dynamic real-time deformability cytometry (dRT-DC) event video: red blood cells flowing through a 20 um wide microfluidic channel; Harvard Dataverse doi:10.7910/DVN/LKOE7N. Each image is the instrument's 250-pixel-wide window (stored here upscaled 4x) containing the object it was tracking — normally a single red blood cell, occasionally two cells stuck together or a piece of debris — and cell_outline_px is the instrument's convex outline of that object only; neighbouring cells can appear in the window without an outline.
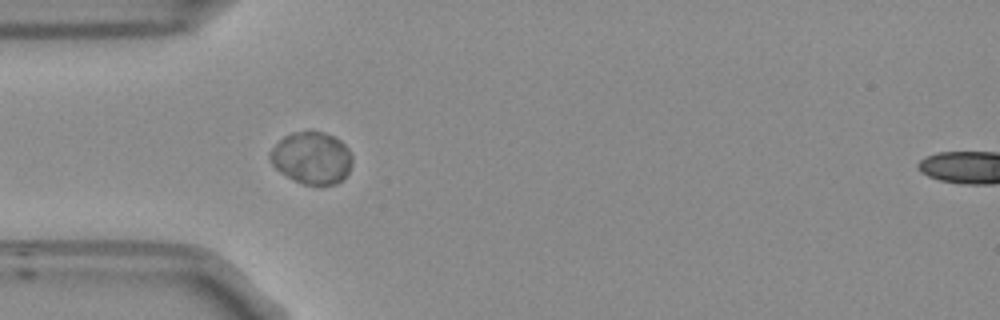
{"species": "Egyptian fruit bat (a non-hibernating species)", "species_latin": "Rousettus aegyptiacus", "temperature_condition": "room temperature", "stored_images_in_passage": 27, "camera_frame_rate_fps": 3000, "um_per_image_px": 0.085, "frame": {"image": 1, "passage_image": 1, "time_ms": 0.0, "image_size_px": [1000, 320], "cell_outline_px": [[352, 164], [348, 172], [336, 184], [304, 184], [280, 172], [268, 160], [268, 152], [284, 136], [292, 132], [324, 132], [340, 140], [348, 148], [352, 156]], "centroid_in_image_um": [26.48, 13.41], "position_along_channel_um": 58.5, "area_um2": 24.74}}
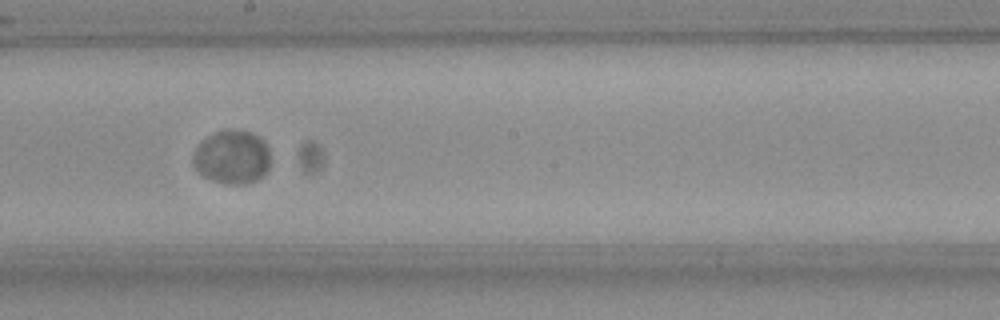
{"frame": {"image": 2, "passage_image": 15, "time_ms": 4.667, "image_size_px": [1000, 320], "cell_outline_px": [[268, 168], [256, 180], [240, 184], [232, 184], [212, 180], [204, 176], [192, 164], [192, 160], [196, 148], [208, 136], [224, 128], [228, 128], [248, 132], [256, 136], [268, 148]], "centroid_in_image_um": [19.68, 13.34], "position_along_channel_um": 228.5, "area_um2": 23.52}}
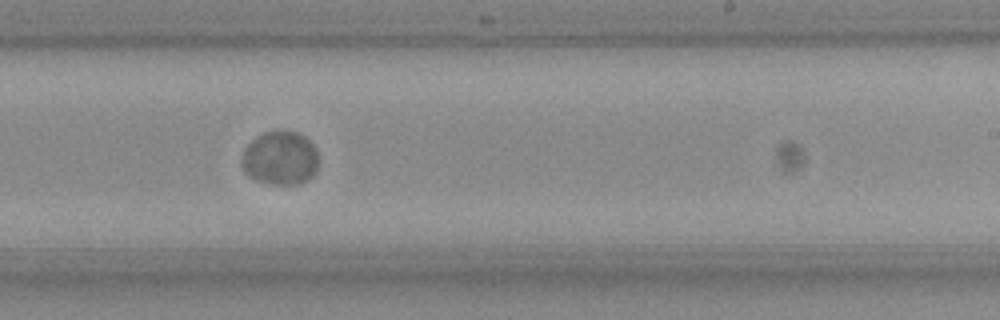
{"frame": {"image": 3, "passage_image": 18, "time_ms": 5.667, "image_size_px": [1000, 320], "cell_outline_px": [[316, 172], [308, 180], [300, 184], [272, 184], [256, 180], [248, 176], [244, 172], [240, 164], [244, 152], [248, 144], [252, 140], [264, 132], [296, 132], [304, 136], [312, 144], [316, 152]], "centroid_in_image_um": [23.79, 13.47], "position_along_channel_um": 265.2, "area_um2": 23.76}, "authors_computed_cell_mechanics": {"area_um2": 24.0448, "velocity_mm_per_s": 3.6759, "shape_relaxation_time_tau1_ms": 2.3316, "shape_relaxation_time_tau2_ms": null, "deformation_change_tau1": 0.0202, "deformation_change_tau2": null}}